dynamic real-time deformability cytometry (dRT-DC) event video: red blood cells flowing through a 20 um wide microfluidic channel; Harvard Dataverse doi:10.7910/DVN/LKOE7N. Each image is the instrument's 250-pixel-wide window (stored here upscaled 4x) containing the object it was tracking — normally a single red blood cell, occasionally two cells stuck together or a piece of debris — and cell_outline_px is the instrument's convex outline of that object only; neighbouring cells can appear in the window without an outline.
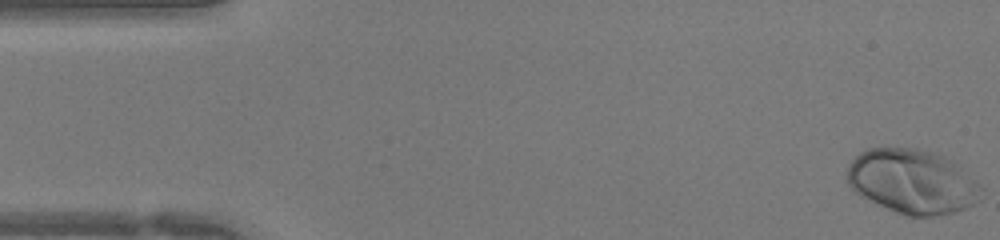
{"species": "human", "species_latin": "Homo sapiens", "temperature_condition": "warm", "stored_images_in_passage": 44, "camera_frame_rate_fps": 3000, "um_per_image_px": 0.085, "donor": {"sex": "female"}, "frame": {"image": 1, "passage_image": 1, "time_ms": 0.0, "image_size_px": [1000, 240], "cell_outline_px": [[984, 188], [980, 200], [964, 208], [952, 212], [932, 216], [908, 216], [896, 212], [868, 200], [860, 196], [848, 184], [848, 164], [860, 152], [868, 148], [916, 148], [932, 152], [952, 160], [976, 180]], "centroid_in_image_um": [77.56, 15.43], "position_along_channel_um": 7.4, "area_um2": 50.23}}
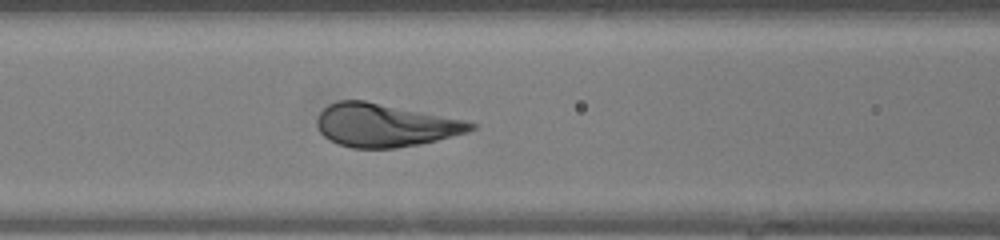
{"frame": {"image": 2, "passage_image": 18, "time_ms": 5.667, "image_size_px": [1000, 240], "cell_outline_px": [[476, 128], [468, 132], [420, 144], [396, 148], [352, 148], [328, 140], [320, 132], [316, 124], [316, 120], [320, 112], [328, 104], [336, 100], [364, 100], [464, 120], [476, 124]], "centroid_in_image_um": [32.68, 10.64], "position_along_channel_um": 133.9, "area_um2": 38.49}}
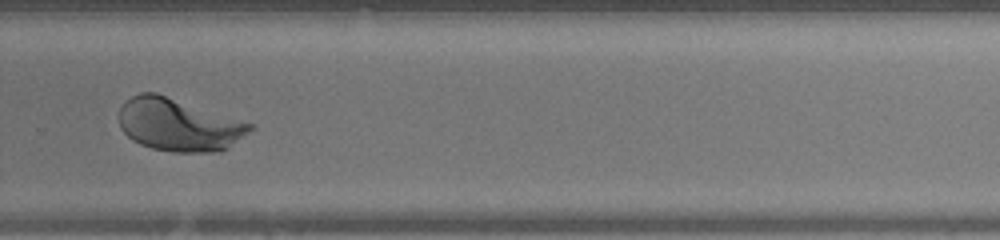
{"frame": {"image": 3, "passage_image": 30, "time_ms": 9.667, "image_size_px": [1000, 240], "cell_outline_px": [[256, 128], [228, 148], [220, 152], [172, 152], [152, 148], [140, 144], [132, 140], [120, 128], [120, 108], [132, 96], [140, 92], [156, 92], [256, 124]], "centroid_in_image_um": [15.25, 10.61], "position_along_channel_um": 314.5, "area_um2": 40.52}}